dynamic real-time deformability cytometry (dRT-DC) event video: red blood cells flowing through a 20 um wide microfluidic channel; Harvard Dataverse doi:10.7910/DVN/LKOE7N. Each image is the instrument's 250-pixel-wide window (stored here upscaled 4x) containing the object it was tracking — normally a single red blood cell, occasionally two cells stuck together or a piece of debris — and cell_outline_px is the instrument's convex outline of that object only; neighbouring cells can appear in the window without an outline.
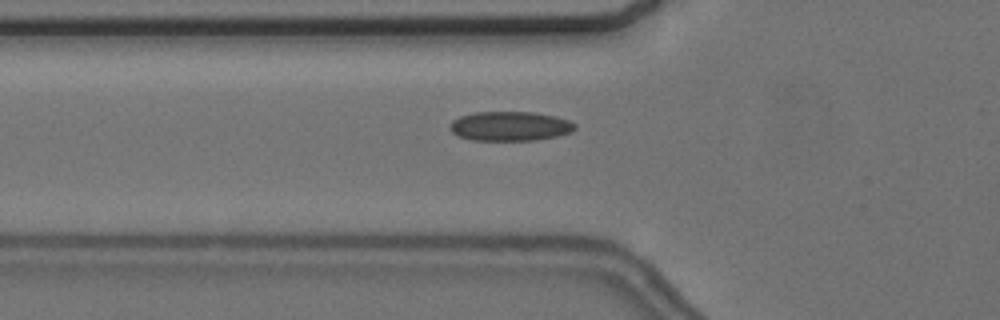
{"species": "common noctule bat (a hibernating species)", "species_latin": "Nyctalus noctula", "temperature_condition": "cold", "stored_images_in_passage": 57, "camera_frame_rate_fps": 3000, "um_per_image_px": 0.085, "animal": {"sex": "female", "body_mass_g": 24.6, "forearm_length_mm": 56.2}, "frame": {"image": 1, "passage_image": 20, "time_ms": 6.333, "image_size_px": [1000, 320], "cell_outline_px": [[576, 128], [572, 132], [556, 136], [536, 140], [472, 140], [456, 136], [448, 128], [452, 120], [460, 116], [472, 112], [532, 112], [556, 116], [568, 120], [576, 124]], "centroid_in_image_um": [43.32, 10.72], "position_along_channel_um": 82.5, "area_um2": 21.62}}
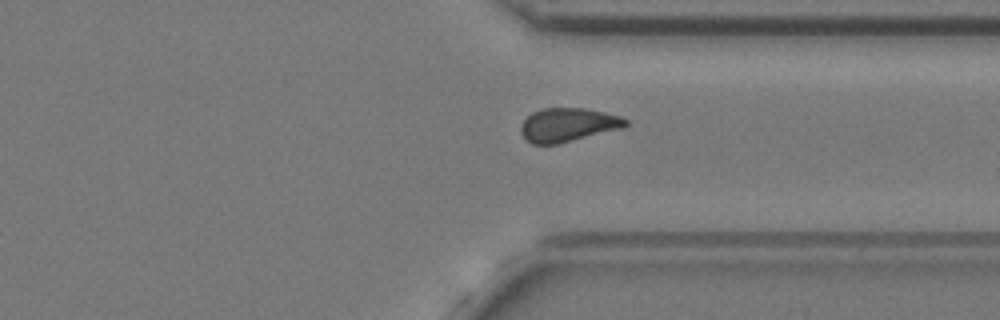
{"frame": {"image": 2, "passage_image": 43, "time_ms": 14.0, "image_size_px": [1000, 320], "cell_outline_px": [[628, 124], [624, 128], [556, 144], [532, 144], [520, 132], [520, 128], [524, 120], [532, 112], [544, 108], [584, 108], [604, 112], [620, 116], [628, 120]], "centroid_in_image_um": [48.3, 10.6], "position_along_channel_um": 363.1, "area_um2": 20.46}}
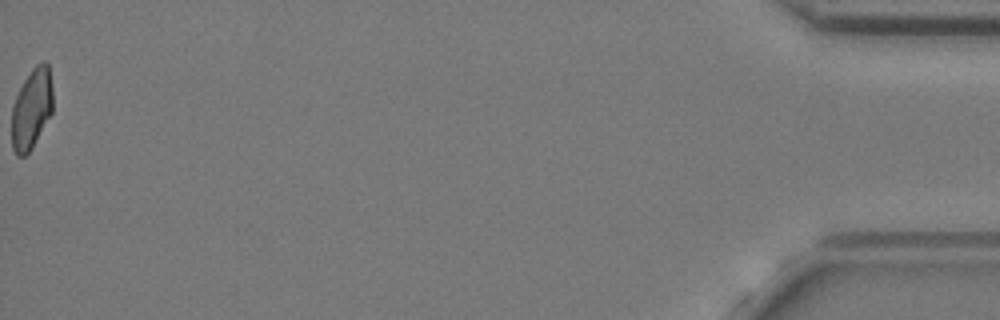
{"frame": {"image": 3, "passage_image": 57, "time_ms": 18.667, "image_size_px": [1000, 320], "cell_outline_px": [[52, 112], [32, 148], [24, 156], [16, 156], [12, 148], [12, 108], [16, 96], [24, 80], [32, 68], [36, 64], [44, 60], [48, 64], [52, 88]], "centroid_in_image_um": [2.68, 9.24], "position_along_channel_um": 432.5, "area_um2": 19.19}, "authors_computed_cell_mechanics": {"area_um2": 20.519, "velocity_mm_per_s": 3.6537, "shape_relaxation_time_tau1_ms": null, "shape_relaxation_time_tau2_ms": 1.8674, "deformation_change_tau1": null, "deformation_change_tau2": 0.0728}}